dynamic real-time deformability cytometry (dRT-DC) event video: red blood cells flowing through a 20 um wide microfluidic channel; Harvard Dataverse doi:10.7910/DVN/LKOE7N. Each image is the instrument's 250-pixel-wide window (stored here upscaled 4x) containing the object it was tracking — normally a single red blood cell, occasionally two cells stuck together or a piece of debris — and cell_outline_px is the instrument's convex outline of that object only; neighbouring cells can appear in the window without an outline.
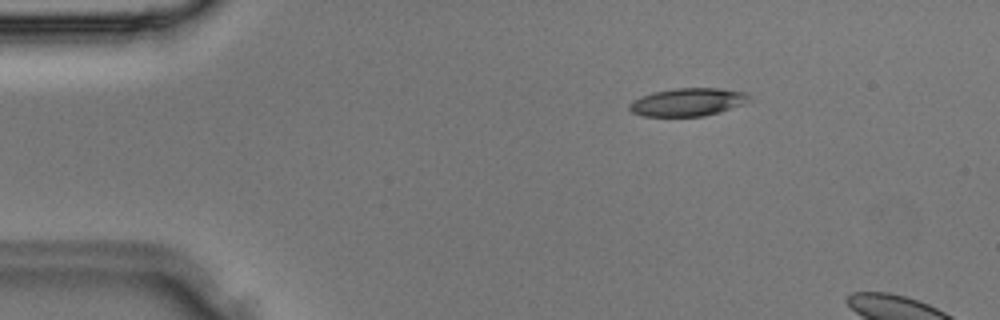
{"species": "Egyptian fruit bat (a non-hibernating species)", "species_latin": "Rousettus aegyptiacus", "temperature_condition": "room temperature", "stored_images_in_passage": 5, "camera_frame_rate_fps": 3000, "um_per_image_px": 0.085, "animal": {"sex": "male"}, "frame": {"image": 1, "passage_image": 1, "time_ms": 0.0, "image_size_px": [1000, 320], "cell_outline_px": [[752, 100], [744, 104], [720, 112], [704, 116], [644, 116], [632, 112], [628, 108], [628, 104], [632, 100], [652, 92], [676, 88], [720, 88], [748, 92]], "centroid_in_image_um": [58.5, 8.67], "position_along_channel_um": 26.5, "area_um2": 19.77}}